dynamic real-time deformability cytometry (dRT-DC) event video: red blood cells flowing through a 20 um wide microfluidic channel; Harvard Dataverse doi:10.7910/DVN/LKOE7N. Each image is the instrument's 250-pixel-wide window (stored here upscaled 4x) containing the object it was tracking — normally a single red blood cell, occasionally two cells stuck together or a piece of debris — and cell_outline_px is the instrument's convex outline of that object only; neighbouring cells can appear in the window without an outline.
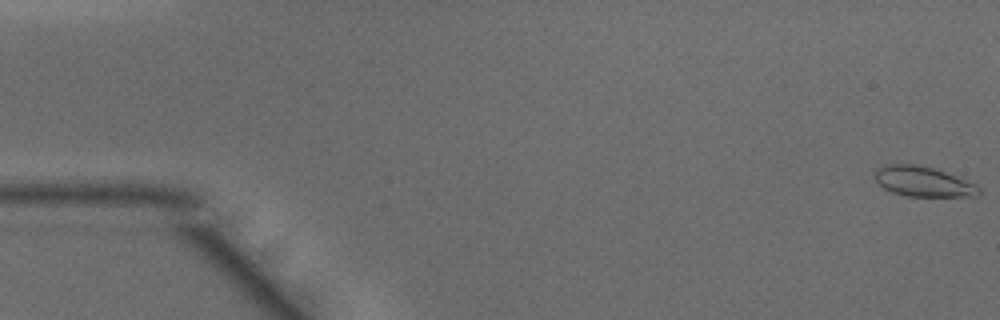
{"species": "common noctule bat (a hibernating species)", "species_latin": "Nyctalus noctula", "temperature_condition": "warm", "stored_images_in_passage": 33, "camera_frame_rate_fps": 3000, "um_per_image_px": 0.085, "animal": {"sex": "male", "body_mass_g": 15.6}, "frame": {"image": 1, "passage_image": 1, "time_ms": 0.0, "image_size_px": [1000, 320], "cell_outline_px": [[980, 196], [908, 196], [892, 192], [884, 188], [876, 180], [876, 168], [884, 164], [920, 164], [944, 172], [976, 184], [980, 188]], "centroid_in_image_um": [78.47, 15.43], "position_along_channel_um": 6.5, "area_um2": 18.09}}
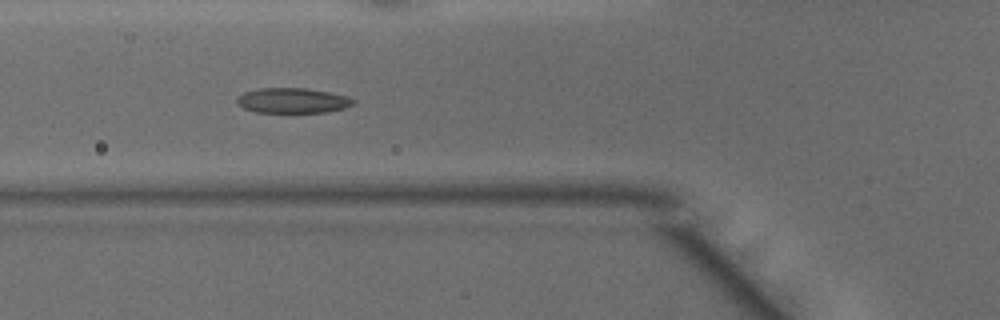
{"frame": {"image": 2, "passage_image": 18, "time_ms": 5.667, "image_size_px": [1000, 320], "cell_outline_px": [[356, 104], [344, 108], [324, 112], [256, 112], [244, 108], [236, 104], [236, 100], [244, 92], [260, 88], [308, 88], [348, 96], [356, 100]], "centroid_in_image_um": [24.9, 8.54], "position_along_channel_um": 100.9, "area_um2": 17.05}}
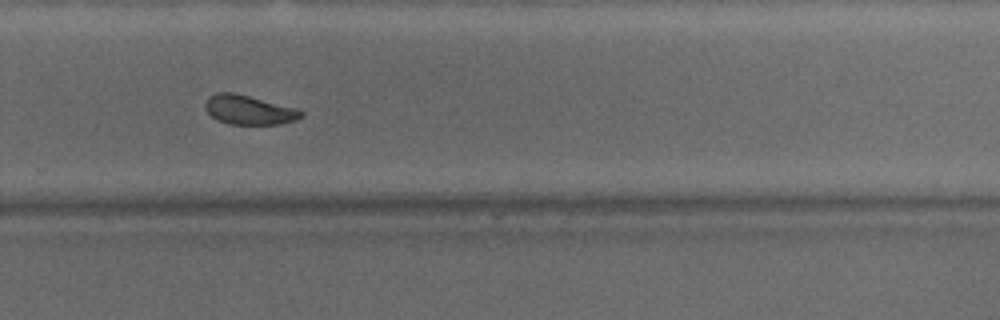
{"frame": {"image": 3, "passage_image": 33, "time_ms": 10.667, "image_size_px": [1000, 320], "cell_outline_px": [[304, 116], [296, 120], [280, 124], [228, 124], [216, 120], [204, 108], [204, 104], [208, 96], [216, 92], [236, 92], [296, 108], [304, 112]], "centroid_in_image_um": [21.14, 9.33], "position_along_channel_um": 308.7, "area_um2": 16.65}}